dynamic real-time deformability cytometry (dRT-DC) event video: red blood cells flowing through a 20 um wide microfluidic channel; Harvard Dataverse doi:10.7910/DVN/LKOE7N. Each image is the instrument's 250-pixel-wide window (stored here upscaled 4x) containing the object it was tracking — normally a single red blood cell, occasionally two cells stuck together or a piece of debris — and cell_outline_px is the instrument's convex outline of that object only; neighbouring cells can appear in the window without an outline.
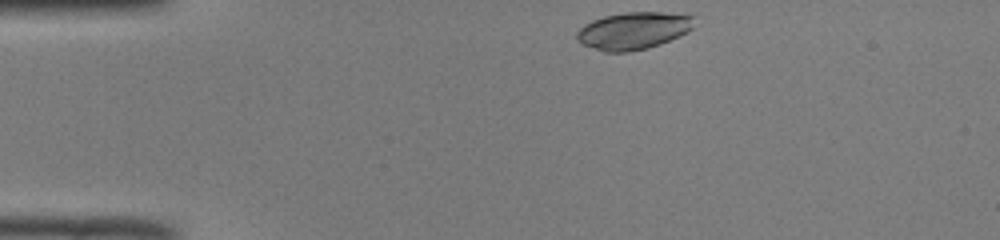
{"species": "common noctule bat (a hibernating species)", "species_latin": "Nyctalus noctula", "temperature_condition": "room temperature", "stored_images_in_passage": 42, "camera_frame_rate_fps": 3000, "um_per_image_px": 0.085, "animal": {"sex": "male", "body_mass_g": 19.0, "forearm_length_mm": 50.8}, "frame": {"image": 1, "passage_image": 1, "time_ms": 0.0, "image_size_px": [1000, 240], "cell_outline_px": [[692, 28], [688, 32], [660, 44], [648, 48], [628, 52], [604, 52], [584, 44], [576, 40], [576, 32], [584, 24], [592, 20], [604, 16], [624, 12], [660, 12], [692, 16]], "centroid_in_image_um": [53.79, 2.61], "position_along_channel_um": 31.2, "area_um2": 25.32}}
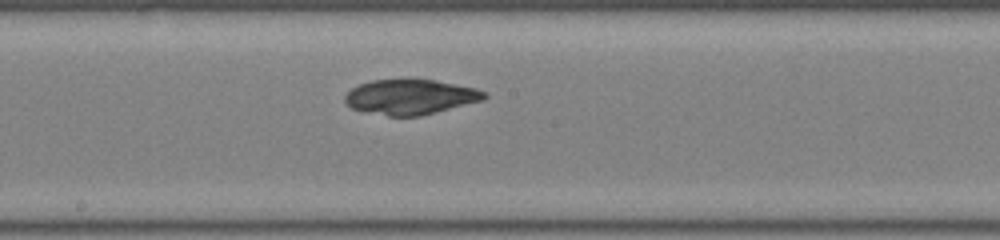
{"frame": {"image": 2, "passage_image": 19, "time_ms": 6.0, "image_size_px": [1000, 240], "cell_outline_px": [[488, 96], [484, 100], [420, 116], [388, 116], [352, 108], [344, 100], [344, 96], [352, 88], [360, 84], [372, 80], [436, 80], [476, 88], [484, 92]], "centroid_in_image_um": [34.91, 8.24], "position_along_channel_um": 213.3, "area_um2": 28.15}}
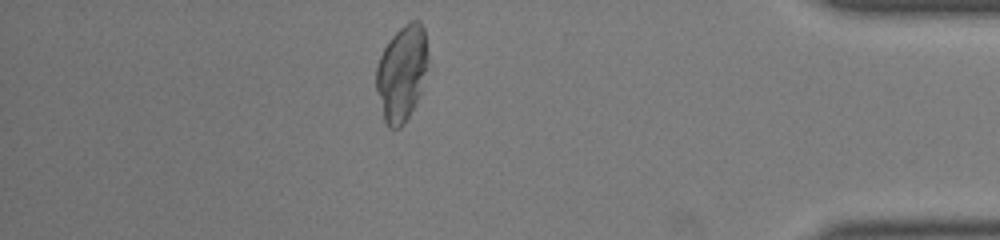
{"frame": {"image": 3, "passage_image": 36, "time_ms": 11.667, "image_size_px": [1000, 240], "cell_outline_px": [[428, 60], [420, 92], [404, 124], [400, 128], [388, 128], [384, 120], [376, 88], [376, 68], [380, 56], [388, 40], [404, 24], [412, 20], [420, 20], [424, 28], [428, 52]], "centroid_in_image_um": [34.14, 6.18], "position_along_channel_um": 401.1, "area_um2": 28.67}, "authors_computed_cell_mechanics": {"area_um2": 28.6977, "velocity_mm_per_s": 3.9553, "shape_relaxation_time_tau1_ms": null, "shape_relaxation_time_tau2_ms": 1.3201, "deformation_change_tau1": null, "deformation_change_tau2": 0.0411}}